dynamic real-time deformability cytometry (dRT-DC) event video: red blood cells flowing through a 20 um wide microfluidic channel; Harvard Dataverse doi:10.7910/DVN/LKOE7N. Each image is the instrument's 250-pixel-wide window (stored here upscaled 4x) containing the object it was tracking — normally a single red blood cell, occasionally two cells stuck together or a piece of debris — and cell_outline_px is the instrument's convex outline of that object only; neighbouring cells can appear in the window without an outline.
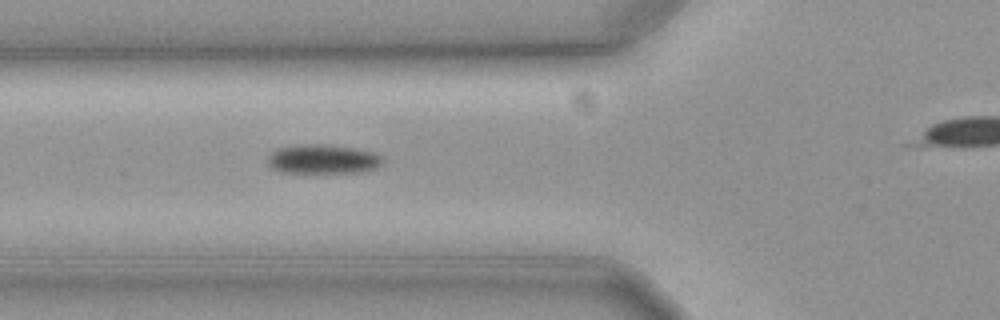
{"species": "common noctule bat (a hibernating species)", "species_latin": "Nyctalus noctula", "temperature_condition": "cold", "stored_images_in_passage": 15, "camera_frame_rate_fps": 3000, "um_per_image_px": 0.085, "animal": {"sex": "female", "body_mass_g": 19.3, "forearm_length_mm": 54.1}, "frame": {"image": 1, "passage_image": 9, "time_ms": 2.667, "image_size_px": [1000, 320], "cell_outline_px": [[384, 160], [376, 168], [364, 172], [280, 172], [272, 168], [268, 164], [268, 156], [272, 152], [280, 148], [300, 144], [320, 144], [352, 148], [372, 152], [380, 156]], "centroid_in_image_um": [27.43, 13.53], "position_along_channel_um": 98.4, "area_um2": 19.31}}
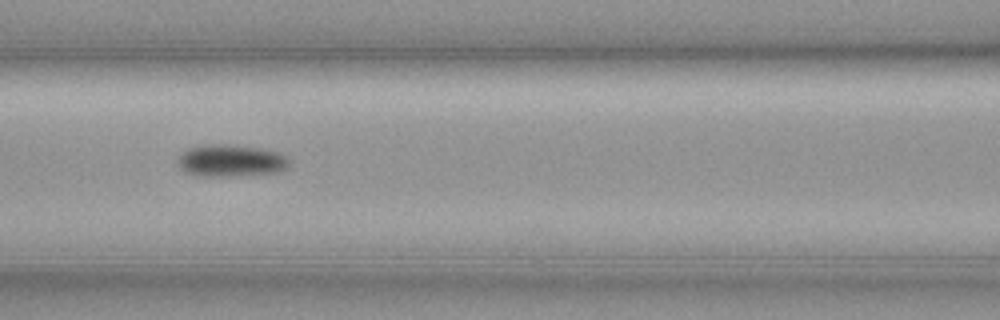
{"frame": {"image": 2, "passage_image": 13, "time_ms": 4.0, "image_size_px": [1000, 320], "cell_outline_px": [[288, 168], [280, 172], [232, 176], [196, 176], [184, 172], [176, 164], [176, 160], [188, 148], [204, 144], [228, 144], [260, 148], [276, 152], [284, 156], [288, 160]], "centroid_in_image_um": [19.56, 13.66], "position_along_channel_um": 147.0, "area_um2": 20.98}}